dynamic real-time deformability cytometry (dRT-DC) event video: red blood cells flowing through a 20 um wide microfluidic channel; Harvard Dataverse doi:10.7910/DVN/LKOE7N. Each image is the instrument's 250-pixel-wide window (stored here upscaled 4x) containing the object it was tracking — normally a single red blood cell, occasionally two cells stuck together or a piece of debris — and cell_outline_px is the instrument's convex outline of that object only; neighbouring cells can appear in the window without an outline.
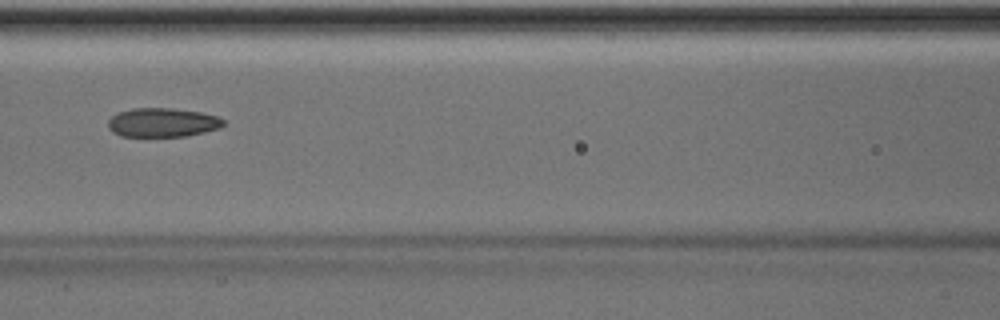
{"species": "Egyptian fruit bat (a non-hibernating species)", "species_latin": "Rousettus aegyptiacus", "temperature_condition": "room temperature", "stored_images_in_passage": 15, "camera_frame_rate_fps": 3000, "um_per_image_px": 0.085, "animal": {"sex": "male"}, "frame": {"image": 1, "passage_image": 7, "time_ms": 2.0, "image_size_px": [1000, 320], "cell_outline_px": [[224, 124], [220, 128], [204, 132], [184, 136], [120, 136], [112, 132], [108, 128], [108, 120], [112, 116], [120, 112], [132, 108], [172, 108], [200, 112], [216, 116], [224, 120]], "centroid_in_image_um": [13.79, 10.41], "position_along_channel_um": 152.8, "area_um2": 19.42}}